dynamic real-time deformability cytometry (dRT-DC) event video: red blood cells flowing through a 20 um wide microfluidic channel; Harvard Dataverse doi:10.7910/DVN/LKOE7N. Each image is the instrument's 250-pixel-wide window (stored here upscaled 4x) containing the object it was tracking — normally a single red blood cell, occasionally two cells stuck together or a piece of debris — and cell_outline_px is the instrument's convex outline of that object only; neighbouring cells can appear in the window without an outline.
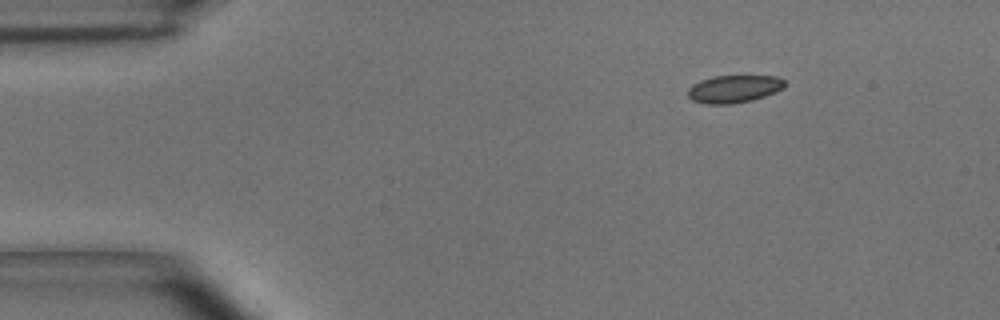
{"species": "common noctule bat (a hibernating species)", "species_latin": "Nyctalus noctula", "temperature_condition": "room temperature", "stored_images_in_passage": 4, "camera_frame_rate_fps": 3000, "um_per_image_px": 0.085, "animal": {"sex": "male", "body_mass_g": 15.6}, "frame": {"image": 1, "passage_image": 1, "time_ms": 0.0, "image_size_px": [1000, 320], "cell_outline_px": [[784, 88], [776, 92], [752, 100], [732, 104], [704, 104], [692, 100], [688, 96], [688, 88], [692, 84], [700, 80], [712, 76], [776, 76], [784, 80]], "centroid_in_image_um": [62.36, 7.56], "position_along_channel_um": 22.6, "area_um2": 15.66}}
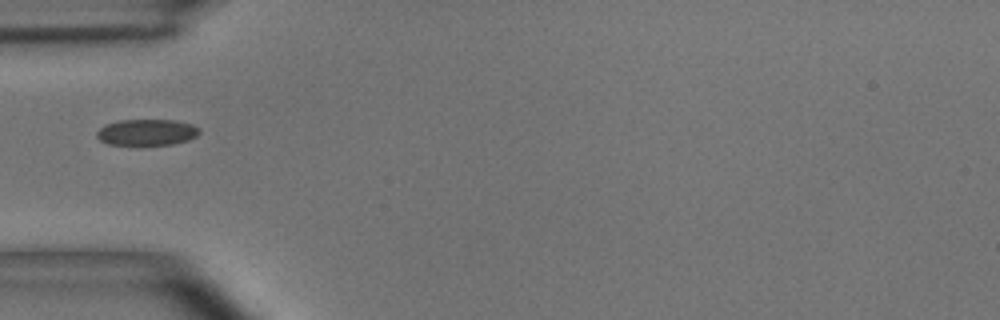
{"frame": {"image": 2, "passage_image": 4, "time_ms": 1.0, "image_size_px": [1000, 320], "cell_outline_px": [[200, 132], [196, 136], [188, 140], [172, 144], [136, 148], [108, 144], [100, 140], [96, 136], [96, 132], [104, 124], [120, 120], [176, 120], [192, 124], [200, 128]], "centroid_in_image_um": [12.44, 11.29], "position_along_channel_um": 72.6, "area_um2": 16.53}}